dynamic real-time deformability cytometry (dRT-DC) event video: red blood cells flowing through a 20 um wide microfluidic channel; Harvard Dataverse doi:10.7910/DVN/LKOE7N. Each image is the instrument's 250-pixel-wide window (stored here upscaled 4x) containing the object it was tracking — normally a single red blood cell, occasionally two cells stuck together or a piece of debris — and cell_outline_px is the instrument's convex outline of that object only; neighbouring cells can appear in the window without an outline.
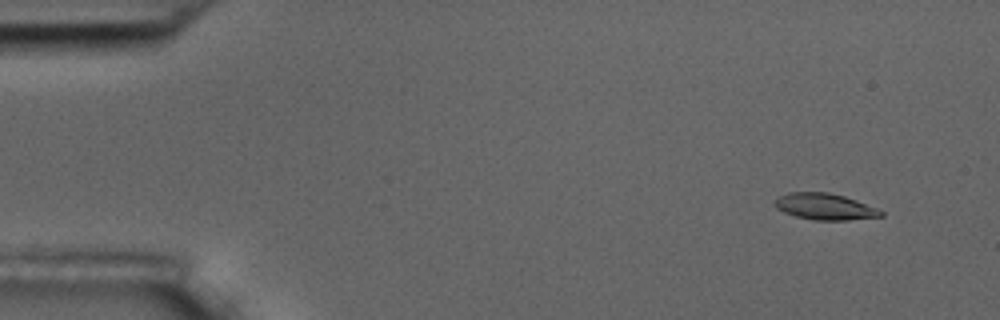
{"species": "common noctule bat (a hibernating species)", "species_latin": "Nyctalus noctula", "temperature_condition": "room temperature", "stored_images_in_passage": 6, "camera_frame_rate_fps": 3000, "um_per_image_px": 0.085, "animal": {"sex": "male", "body_mass_g": 17.5, "forearm_length_mm": 52.3}, "frame": {"image": 1, "passage_image": 2, "time_ms": 1.333, "image_size_px": [1000, 320], "cell_outline_px": [[884, 216], [848, 220], [812, 220], [796, 216], [784, 212], [776, 208], [776, 196], [788, 192], [828, 192], [844, 196], [856, 200], [876, 208], [884, 212]], "centroid_in_image_um": [70.1, 17.56], "position_along_channel_um": 14.9, "area_um2": 16.3}}